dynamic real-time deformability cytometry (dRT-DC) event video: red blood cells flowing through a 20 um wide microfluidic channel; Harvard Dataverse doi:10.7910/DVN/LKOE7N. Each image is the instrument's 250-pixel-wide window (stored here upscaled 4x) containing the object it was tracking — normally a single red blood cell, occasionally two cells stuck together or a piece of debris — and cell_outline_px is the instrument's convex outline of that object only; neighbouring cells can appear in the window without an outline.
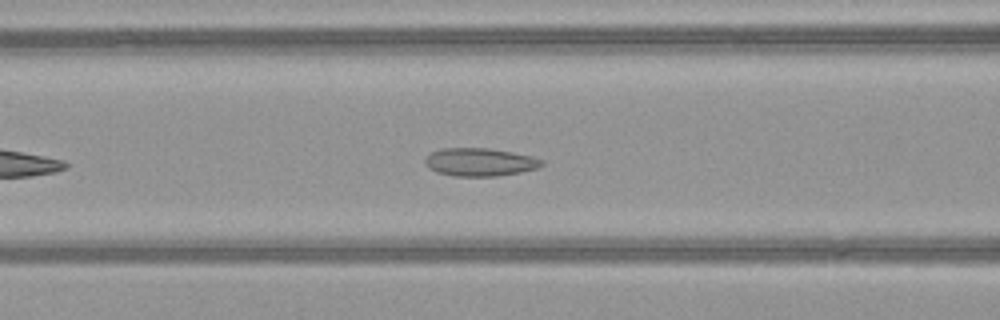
{"species": "common noctule bat (a hibernating species)", "species_latin": "Nyctalus noctula", "temperature_condition": "warm", "stored_images_in_passage": 31, "camera_frame_rate_fps": 3000, "um_per_image_px": 0.085, "animal": {"sex": "female", "body_mass_g": 21.9}, "frame": {"image": 1, "passage_image": 10, "time_ms": 3.0, "image_size_px": [1000, 320], "cell_outline_px": [[544, 164], [540, 168], [520, 172], [496, 176], [452, 176], [436, 172], [428, 168], [424, 160], [432, 152], [440, 148], [488, 148], [512, 152], [532, 156], [544, 160]], "centroid_in_image_um": [40.81, 13.78], "position_along_channel_um": 125.8, "area_um2": 19.19}}
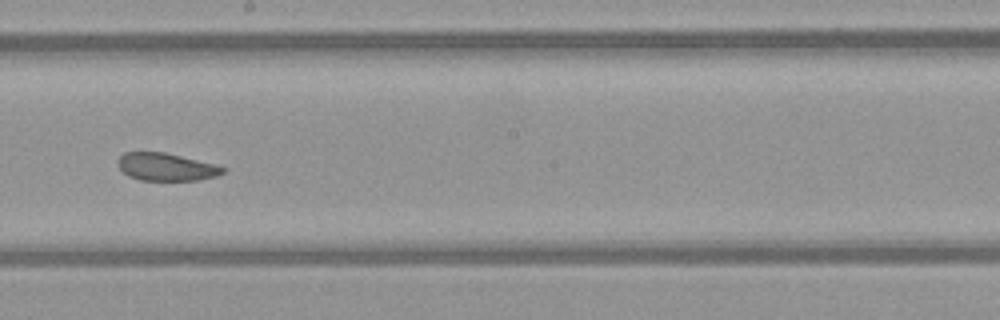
{"frame": {"image": 2, "passage_image": 18, "time_ms": 5.667, "image_size_px": [1000, 320], "cell_outline_px": [[228, 168], [224, 172], [216, 176], [200, 180], [140, 180], [128, 176], [116, 164], [116, 160], [124, 152], [164, 152], [216, 164]], "centroid_in_image_um": [14.13, 14.18], "position_along_channel_um": 234.1, "area_um2": 17.05}}
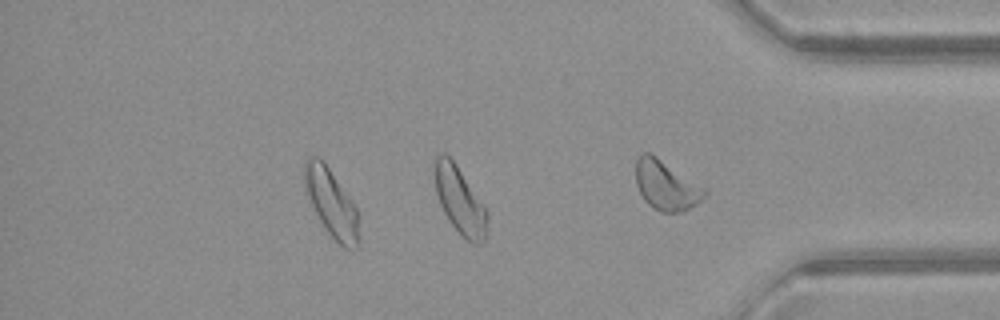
{"frame": {"image": 3, "passage_image": 29, "time_ms": 9.333, "image_size_px": [1000, 320], "cell_outline_px": [[360, 244], [356, 248], [344, 248], [324, 228], [304, 192], [304, 160], [308, 156], [320, 156], [324, 160], [356, 208], [360, 240]], "centroid_in_image_um": [28.13, 17.22], "position_along_channel_um": 407.1, "area_um2": 21.68}, "authors_computed_cell_mechanics": {"area_um2": 18.496, "velocity_mm_per_s": 4.0521, "shape_relaxation_time_tau1_ms": null, "shape_relaxation_time_tau2_ms": 1.9156, "deformation_change_tau1": null, "deformation_change_tau2": 0.0723}}